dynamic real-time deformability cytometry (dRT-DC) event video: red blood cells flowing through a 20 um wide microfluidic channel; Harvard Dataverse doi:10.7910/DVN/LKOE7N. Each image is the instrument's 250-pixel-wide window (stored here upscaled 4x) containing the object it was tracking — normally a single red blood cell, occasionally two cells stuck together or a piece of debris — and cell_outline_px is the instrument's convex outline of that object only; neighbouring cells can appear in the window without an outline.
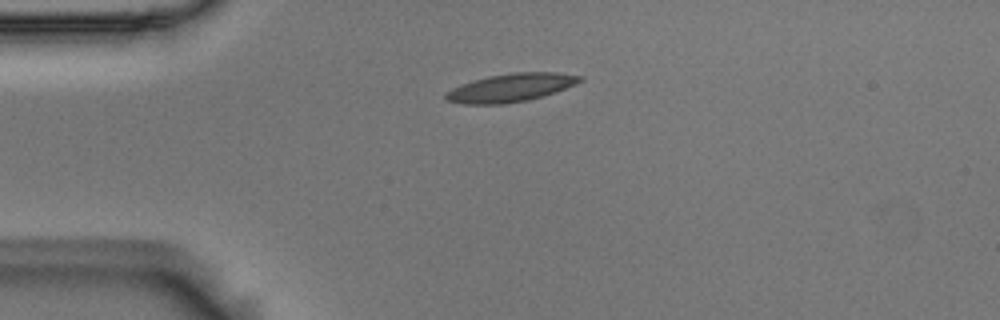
{"species": "Egyptian fruit bat (a non-hibernating species)", "species_latin": "Rousettus aegyptiacus", "temperature_condition": "room temperature", "stored_images_in_passage": 42, "camera_frame_rate_fps": 3000, "um_per_image_px": 0.085, "animal": {"sex": "male"}, "frame": {"image": 1, "passage_image": 1, "time_ms": 0.0, "image_size_px": [1000, 320], "cell_outline_px": [[584, 80], [576, 84], [528, 100], [504, 104], [464, 104], [448, 100], [444, 96], [444, 92], [460, 84], [488, 76], [512, 72], [556, 72], [584, 76]], "centroid_in_image_um": [43.4, 7.44], "position_along_channel_um": 41.6, "area_um2": 21.96}}
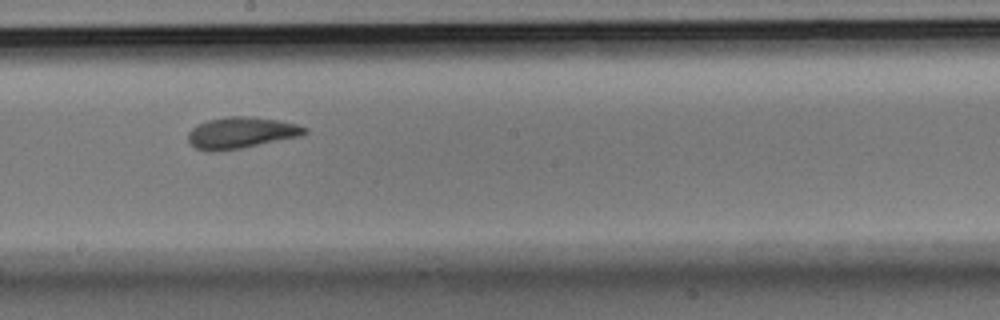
{"frame": {"image": 2, "passage_image": 18, "time_ms": 5.667, "image_size_px": [1000, 320], "cell_outline_px": [[308, 132], [300, 136], [240, 148], [216, 152], [212, 152], [196, 148], [188, 140], [188, 132], [192, 128], [208, 120], [228, 116], [248, 116], [276, 120], [296, 124], [308, 128]], "centroid_in_image_um": [20.49, 11.28], "position_along_channel_um": 227.7, "area_um2": 21.04}}
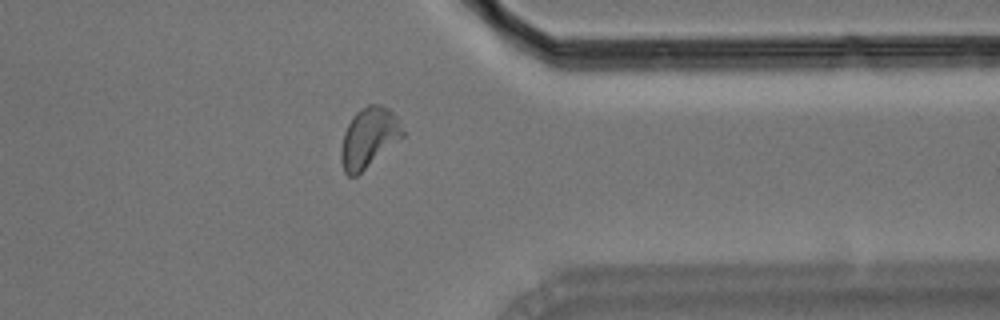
{"frame": {"image": 3, "passage_image": 31, "time_ms": 10.0, "image_size_px": [1000, 320], "cell_outline_px": [[404, 136], [356, 176], [348, 176], [344, 172], [340, 160], [340, 148], [344, 132], [352, 116], [360, 108], [368, 104], [380, 104], [388, 108], [396, 116], [404, 132]], "centroid_in_image_um": [31.32, 11.69], "position_along_channel_um": 380.1, "area_um2": 21.5}, "authors_computed_cell_mechanics": {"area_um2": 20.6057, "velocity_mm_per_s": 3.6821, "shape_relaxation_time_tau1_ms": 6.8837, "shape_relaxation_time_tau2_ms": 2.09, "deformation_change_tau1": 0.1705, "deformation_change_tau2": 0.0824}}